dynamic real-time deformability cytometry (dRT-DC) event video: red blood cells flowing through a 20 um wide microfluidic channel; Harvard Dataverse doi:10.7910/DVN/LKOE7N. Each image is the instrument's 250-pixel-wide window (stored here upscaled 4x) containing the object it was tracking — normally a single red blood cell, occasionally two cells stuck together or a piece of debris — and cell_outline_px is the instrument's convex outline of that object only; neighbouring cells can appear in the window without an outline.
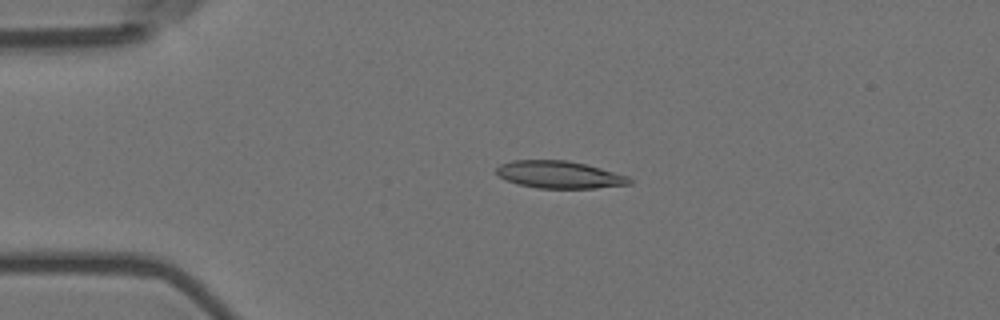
{"species": "Egyptian fruit bat (a non-hibernating species)", "species_latin": "Rousettus aegyptiacus", "temperature_condition": "room temperature", "stored_images_in_passage": 5, "camera_frame_rate_fps": 3000, "um_per_image_px": 0.085, "animal": {"sex": "female"}, "frame": {"image": 1, "passage_image": 4, "time_ms": 1.0, "image_size_px": [1000, 320], "cell_outline_px": [[632, 184], [596, 188], [536, 188], [516, 184], [504, 180], [496, 172], [496, 168], [500, 164], [512, 160], [568, 160], [600, 168], [628, 176], [632, 180]], "centroid_in_image_um": [47.52, 14.85], "position_along_channel_um": 37.5, "area_um2": 21.27}}